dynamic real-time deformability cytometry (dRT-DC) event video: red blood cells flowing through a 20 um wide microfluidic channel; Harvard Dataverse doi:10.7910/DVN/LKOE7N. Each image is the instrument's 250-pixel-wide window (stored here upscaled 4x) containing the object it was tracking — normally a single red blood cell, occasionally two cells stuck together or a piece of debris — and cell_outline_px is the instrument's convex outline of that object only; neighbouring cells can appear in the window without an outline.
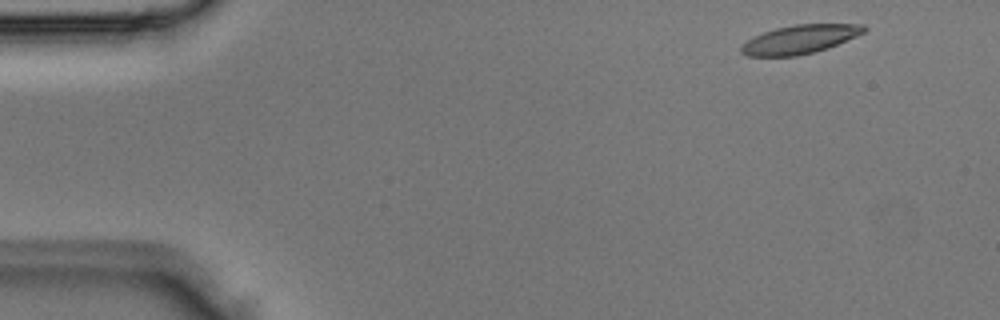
{"species": "Egyptian fruit bat (a non-hibernating species)", "species_latin": "Rousettus aegyptiacus", "temperature_condition": "room temperature", "stored_images_in_passage": 5, "segment_of_instrument_passage": [2, 2], "camera_frame_rate_fps": 3000, "um_per_image_px": 0.085, "animal": {"sex": "male"}, "frame": {"image": 1, "passage_image": 5, "time_ms": 1.333, "image_size_px": [1000, 320], "cell_outline_px": [[868, 28], [864, 32], [856, 36], [828, 48], [796, 56], [748, 56], [740, 52], [740, 48], [752, 36], [776, 28], [796, 24], [864, 24]], "centroid_in_image_um": [67.99, 3.34], "position_along_channel_um": 17.0, "area_um2": 20.4}}